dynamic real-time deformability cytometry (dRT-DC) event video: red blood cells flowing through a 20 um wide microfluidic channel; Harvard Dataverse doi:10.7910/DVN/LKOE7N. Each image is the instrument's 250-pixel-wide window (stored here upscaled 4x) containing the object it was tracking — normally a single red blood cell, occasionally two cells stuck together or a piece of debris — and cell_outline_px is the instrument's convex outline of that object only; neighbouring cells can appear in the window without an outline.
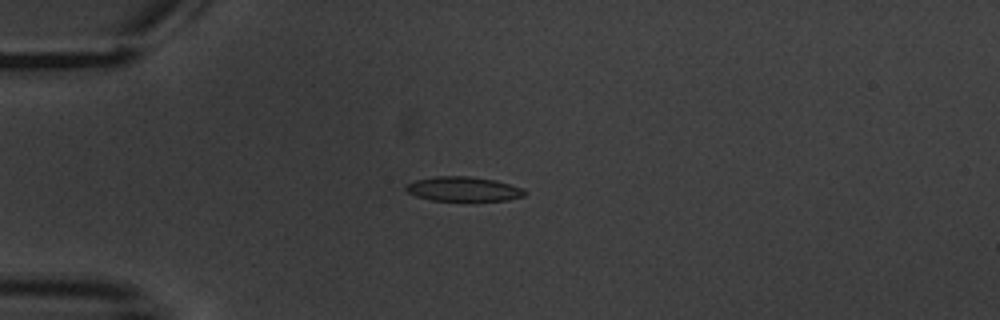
{"species": "common noctule bat (a hibernating species)", "species_latin": "Nyctalus noctula", "temperature_condition": "warm", "stored_images_in_passage": 7, "camera_frame_rate_fps": 3000, "um_per_image_px": 0.085, "animal": {"sex": "male", "body_mass_g": 20.1, "forearm_length_mm": 53.5}, "frame": {"image": 1, "passage_image": 4, "time_ms": 3.667, "image_size_px": [1000, 320], "cell_outline_px": [[528, 192], [524, 196], [508, 200], [432, 200], [416, 196], [408, 192], [404, 188], [404, 184], [416, 180], [436, 176], [468, 176], [496, 180], [524, 188]], "centroid_in_image_um": [39.4, 16.05], "position_along_channel_um": 45.6, "area_um2": 16.99}}
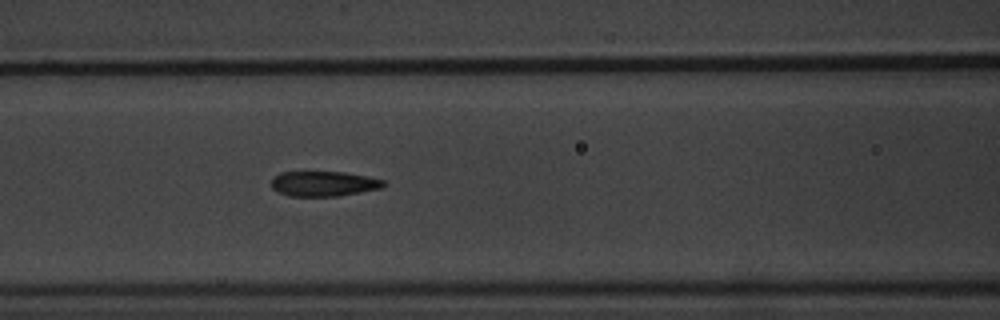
{"frame": {"image": 2, "passage_image": 7, "time_ms": 7.0, "image_size_px": [1000, 320], "cell_outline_px": [[384, 184], [380, 188], [360, 192], [336, 196], [288, 196], [276, 192], [272, 188], [272, 180], [280, 172], [344, 172], [368, 176], [384, 180]], "centroid_in_image_um": [27.48, 15.62], "position_along_channel_um": 139.1, "area_um2": 16.3}}